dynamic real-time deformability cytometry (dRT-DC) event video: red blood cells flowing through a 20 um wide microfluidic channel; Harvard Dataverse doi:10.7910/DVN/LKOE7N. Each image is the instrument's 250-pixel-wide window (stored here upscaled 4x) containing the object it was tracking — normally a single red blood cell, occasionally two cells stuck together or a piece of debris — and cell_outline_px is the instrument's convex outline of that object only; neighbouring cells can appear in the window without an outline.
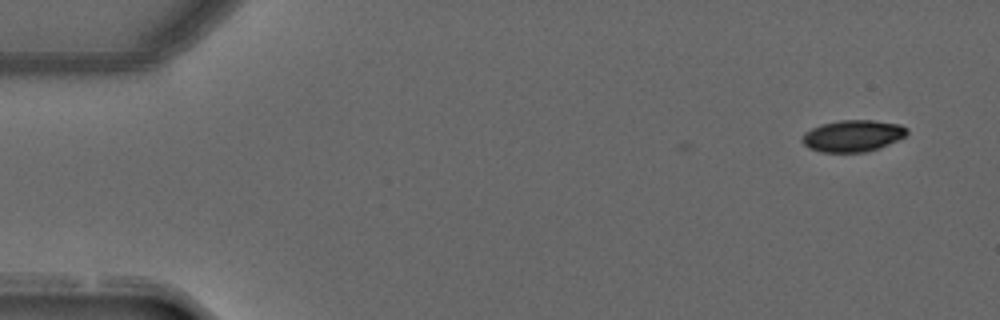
{"species": "common noctule bat (a hibernating species)", "species_latin": "Nyctalus noctula", "temperature_condition": "warm", "stored_images_in_passage": 2, "camera_frame_rate_fps": 3000, "um_per_image_px": 0.085, "animal": {"sex": "male", "forearm_length_mm": 52.5}, "frame": {"image": 1, "passage_image": 2, "time_ms": 0.333, "image_size_px": [1000, 320], "cell_outline_px": [[908, 132], [904, 136], [880, 148], [864, 152], [820, 152], [808, 148], [800, 140], [804, 132], [820, 124], [840, 120], [872, 120], [900, 124], [908, 128]], "centroid_in_image_um": [72.45, 11.54], "position_along_channel_um": 12.5, "area_um2": 19.42}}